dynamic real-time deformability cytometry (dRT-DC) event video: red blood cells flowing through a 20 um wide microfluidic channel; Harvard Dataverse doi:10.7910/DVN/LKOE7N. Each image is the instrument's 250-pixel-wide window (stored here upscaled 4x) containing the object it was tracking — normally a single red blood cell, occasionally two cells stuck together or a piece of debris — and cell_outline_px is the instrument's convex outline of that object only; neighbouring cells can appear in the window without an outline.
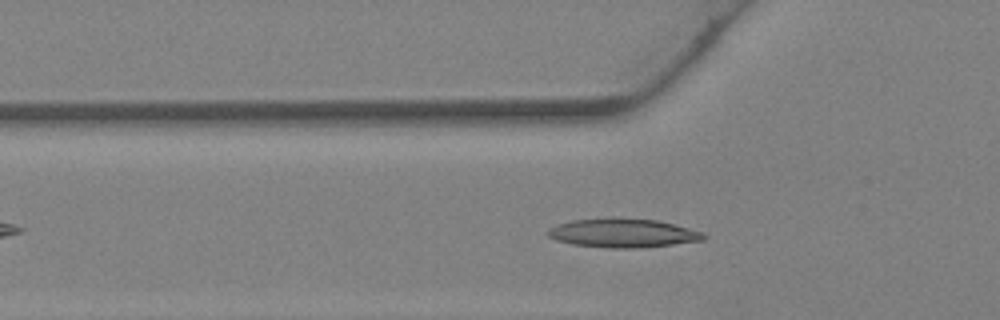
{"species": "Egyptian fruit bat (a non-hibernating species)", "species_latin": "Rousettus aegyptiacus", "temperature_condition": "warm", "stored_images_in_passage": 26, "camera_frame_rate_fps": 3000, "um_per_image_px": 0.085, "animal": {"sex": "female"}, "frame": {"image": 1, "passage_image": 4, "time_ms": 1.0, "image_size_px": [1000, 320], "cell_outline_px": [[708, 236], [704, 240], [640, 248], [608, 248], [572, 244], [556, 240], [548, 236], [548, 228], [572, 220], [656, 220], [704, 232]], "centroid_in_image_um": [52.98, 19.85], "position_along_channel_um": 72.8, "area_um2": 25.26}}
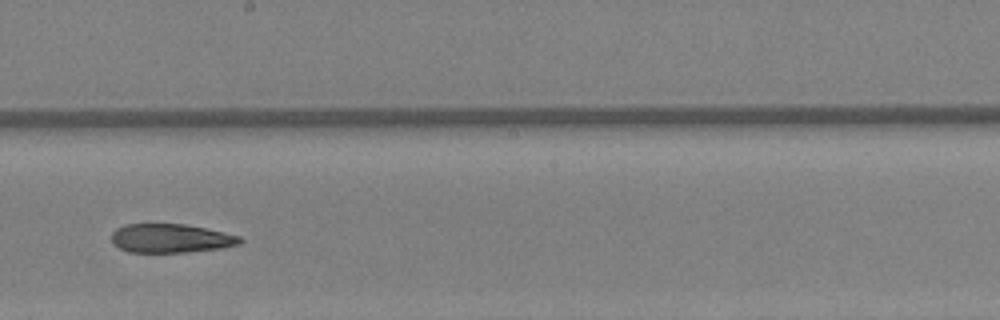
{"frame": {"image": 2, "passage_image": 13, "time_ms": 4.0, "image_size_px": [1000, 320], "cell_outline_px": [[244, 240], [240, 244], [220, 248], [184, 252], [128, 252], [120, 248], [112, 240], [112, 232], [116, 228], [124, 224], [188, 224], [224, 232], [240, 236]], "centroid_in_image_um": [14.53, 20.24], "position_along_channel_um": 233.7, "area_um2": 21.56}}
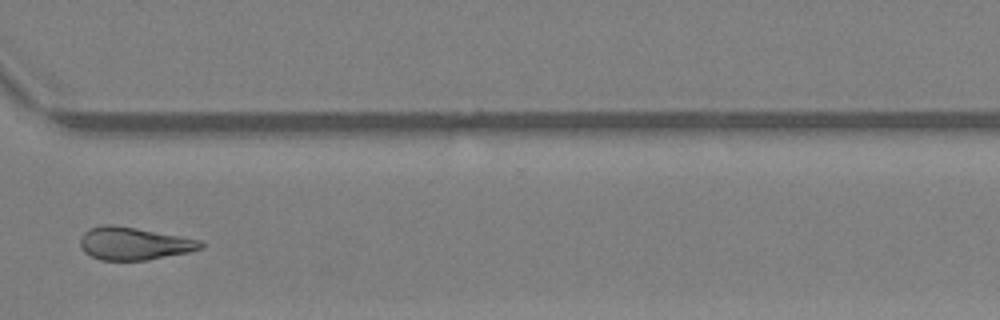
{"frame": {"image": 3, "passage_image": 20, "time_ms": 6.333, "image_size_px": [1000, 320], "cell_outline_px": [[204, 248], [188, 252], [148, 260], [100, 260], [84, 252], [80, 248], [80, 240], [84, 232], [92, 228], [104, 224], [112, 224], [136, 228], [200, 240], [204, 244]], "centroid_in_image_um": [11.37, 20.71], "position_along_channel_um": 359.2, "area_um2": 22.83}}